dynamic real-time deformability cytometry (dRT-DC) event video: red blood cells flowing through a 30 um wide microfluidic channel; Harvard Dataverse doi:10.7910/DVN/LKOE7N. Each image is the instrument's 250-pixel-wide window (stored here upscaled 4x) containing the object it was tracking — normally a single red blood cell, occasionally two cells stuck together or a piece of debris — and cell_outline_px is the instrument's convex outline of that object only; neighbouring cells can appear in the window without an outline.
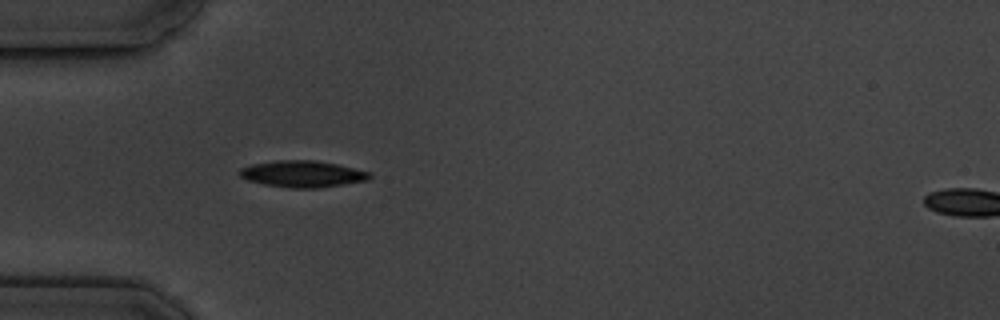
{"species": "common noctule bat (a hibernating species)", "species_latin": "Nyctalus noctula", "temperature_condition": "cold", "stored_images_in_passage": 5, "segment_of_instrument_passage": [1, 2], "camera_frame_rate_fps": 3000, "um_per_image_px": 0.085, "animal": {"sex": "male", "body_mass_g": 19.5, "forearm_length_mm": 54.6}, "frame": {"image": 1, "passage_image": 4, "time_ms": 3.333, "image_size_px": [1000, 320], "cell_outline_px": [[372, 176], [368, 180], [316, 188], [292, 188], [264, 184], [248, 180], [240, 176], [240, 168], [252, 164], [276, 160], [316, 160], [336, 164], [372, 172]], "centroid_in_image_um": [25.73, 14.77], "position_along_channel_um": 59.3, "area_um2": 20.0}}